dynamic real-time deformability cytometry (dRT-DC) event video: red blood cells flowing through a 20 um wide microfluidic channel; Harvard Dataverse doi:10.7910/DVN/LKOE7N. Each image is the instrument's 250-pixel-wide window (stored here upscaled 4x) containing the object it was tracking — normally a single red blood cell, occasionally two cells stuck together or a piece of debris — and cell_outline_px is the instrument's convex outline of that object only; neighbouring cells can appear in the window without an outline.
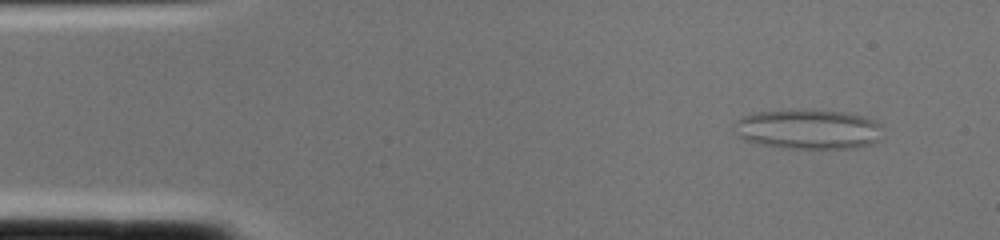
{"species": "common noctule bat (a hibernating species)", "species_latin": "Nyctalus noctula", "temperature_condition": "cold", "stored_images_in_passage": 2, "segment_of_instrument_passage": [2, 2], "camera_frame_rate_fps": 3000, "um_per_image_px": 0.085, "animal": {"sex": "female", "body_mass_g": 22.0, "forearm_length_mm": 56.7}, "frame": {"image": 1, "passage_image": 2, "time_ms": 0.333, "image_size_px": [1000, 240], "cell_outline_px": [[880, 140], [872, 144], [852, 148], [780, 148], [760, 144], [744, 140], [736, 136], [732, 132], [732, 124], [740, 116], [756, 112], [844, 112], [864, 116], [876, 120], [880, 124]], "centroid_in_image_um": [68.64, 11.02], "position_along_channel_um": 16.4, "area_um2": 34.1}}